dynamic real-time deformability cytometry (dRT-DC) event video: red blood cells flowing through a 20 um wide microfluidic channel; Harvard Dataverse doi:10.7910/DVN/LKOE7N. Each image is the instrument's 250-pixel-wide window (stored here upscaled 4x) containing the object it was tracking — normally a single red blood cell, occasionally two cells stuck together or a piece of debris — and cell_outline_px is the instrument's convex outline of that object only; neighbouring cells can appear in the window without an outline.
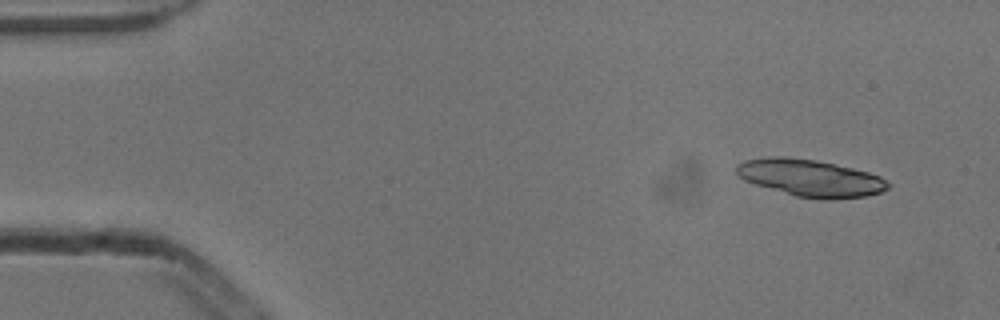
{"species": "common noctule bat (a hibernating species)", "species_latin": "Nyctalus noctula", "temperature_condition": "cold", "stored_images_in_passage": 4, "camera_frame_rate_fps": 3000, "um_per_image_px": 0.085, "animal": {"sex": "male", "body_mass_g": 13.3}, "frame": {"image": 1, "passage_image": 1, "time_ms": 0.0, "image_size_px": [1000, 320], "cell_outline_px": [[892, 184], [888, 188], [880, 192], [868, 196], [832, 200], [828, 200], [796, 196], [756, 184], [744, 180], [736, 172], [736, 164], [744, 160], [768, 156], [788, 156], [816, 160], [852, 168], [868, 172], [880, 176]], "centroid_in_image_um": [68.89, 15.12], "position_along_channel_um": 16.1, "area_um2": 32.83}}